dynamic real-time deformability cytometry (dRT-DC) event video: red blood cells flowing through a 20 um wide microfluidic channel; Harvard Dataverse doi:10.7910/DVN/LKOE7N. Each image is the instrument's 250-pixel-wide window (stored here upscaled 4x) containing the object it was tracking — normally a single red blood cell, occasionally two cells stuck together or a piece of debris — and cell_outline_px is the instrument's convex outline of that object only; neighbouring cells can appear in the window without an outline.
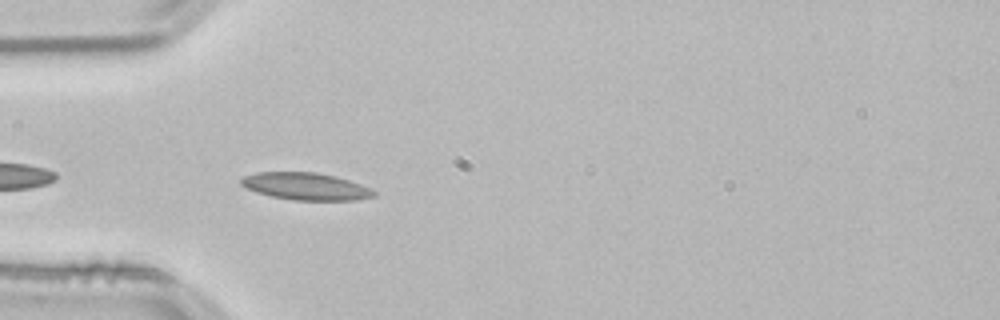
{"species": "common noctule bat (a hibernating species)", "species_latin": "Nyctalus noctula", "temperature_condition": "room temperature", "stored_images_in_passage": 6, "camera_frame_rate_fps": 3000, "um_per_image_px": 0.085, "animal": {"sex": "male", "body_mass_g": 21.5, "forearm_length_mm": 52.0}, "frame": {"image": 1, "passage_image": 3, "time_ms": 0.667, "image_size_px": [1000, 320], "cell_outline_px": [[376, 196], [356, 200], [292, 200], [272, 196], [256, 192], [240, 184], [240, 180], [244, 176], [256, 172], [316, 172], [336, 176], [372, 188], [376, 192]], "centroid_in_image_um": [26.01, 15.84], "position_along_channel_um": 59.0, "area_um2": 21.1}}